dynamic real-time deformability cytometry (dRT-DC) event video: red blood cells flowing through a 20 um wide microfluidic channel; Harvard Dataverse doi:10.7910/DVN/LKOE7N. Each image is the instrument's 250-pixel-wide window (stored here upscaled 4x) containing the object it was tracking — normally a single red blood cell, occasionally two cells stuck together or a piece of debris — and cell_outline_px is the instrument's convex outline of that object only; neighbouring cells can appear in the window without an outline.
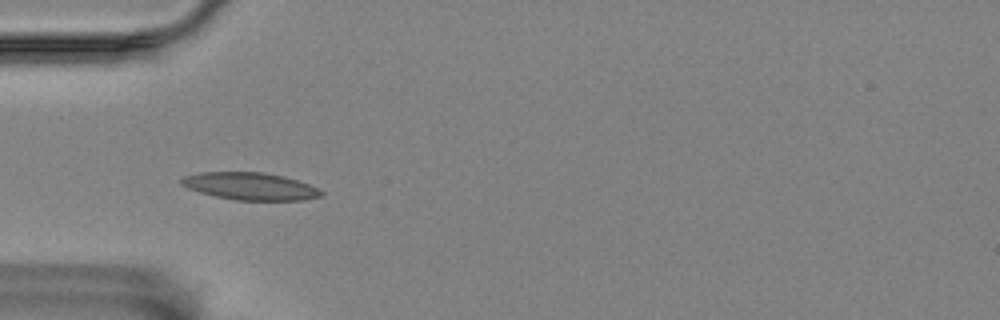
{"species": "Egyptian fruit bat (a non-hibernating species)", "species_latin": "Rousettus aegyptiacus", "temperature_condition": "room temperature", "stored_images_in_passage": 14, "camera_frame_rate_fps": 3000, "um_per_image_px": 0.085, "animal": {"sex": "female"}, "frame": {"image": 1, "passage_image": 4, "time_ms": 4.333, "image_size_px": [1000, 320], "cell_outline_px": [[324, 196], [304, 200], [236, 200], [216, 196], [200, 192], [188, 188], [180, 184], [180, 180], [184, 176], [200, 172], [264, 172], [296, 180], [308, 184], [324, 192]], "centroid_in_image_um": [21.26, 15.83], "position_along_channel_um": 63.7, "area_um2": 22.14}}
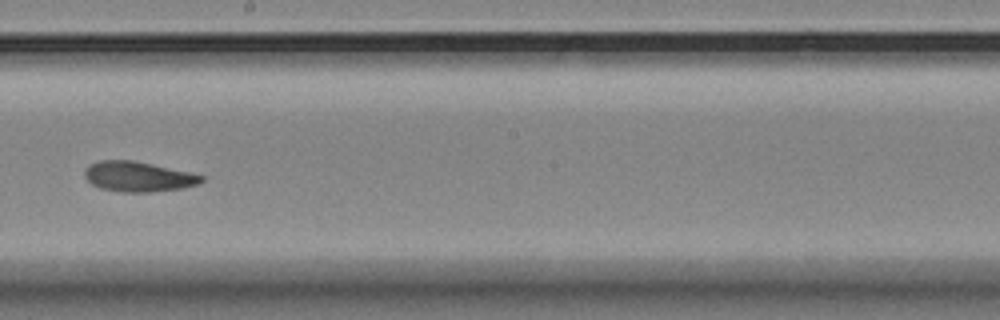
{"frame": {"image": 2, "passage_image": 8, "time_ms": 9.333, "image_size_px": [1000, 320], "cell_outline_px": [[204, 180], [200, 184], [184, 188], [148, 192], [120, 192], [100, 188], [92, 184], [84, 176], [84, 172], [88, 164], [100, 160], [132, 160], [188, 172], [204, 176]], "centroid_in_image_um": [11.73, 15.02], "position_along_channel_um": 236.5, "area_um2": 20.46}}
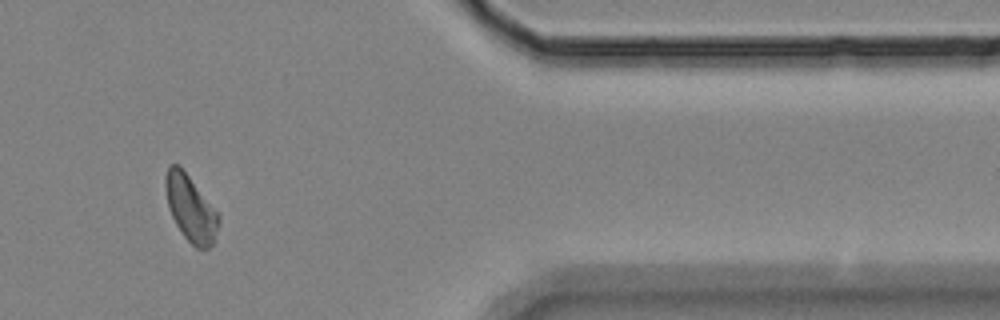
{"frame": {"image": 3, "passage_image": 12, "time_ms": 14.667, "image_size_px": [1000, 320], "cell_outline_px": [[220, 220], [212, 244], [208, 248], [196, 248], [184, 236], [176, 224], [168, 208], [164, 188], [164, 180], [168, 168], [172, 164], [180, 164], [220, 216]], "centroid_in_image_um": [16.17, 17.68], "position_along_channel_um": 395.2, "area_um2": 20.29}, "authors_computed_cell_mechanics": {"area_um2": 20.3167, "velocity_mm_per_s": 3.4768, "shape_relaxation_time_tau1_ms": 7.1464, "shape_relaxation_time_tau2_ms": 4.0264, "deformation_change_tau1": 0.1403, "deformation_change_tau2": 0.0778}}